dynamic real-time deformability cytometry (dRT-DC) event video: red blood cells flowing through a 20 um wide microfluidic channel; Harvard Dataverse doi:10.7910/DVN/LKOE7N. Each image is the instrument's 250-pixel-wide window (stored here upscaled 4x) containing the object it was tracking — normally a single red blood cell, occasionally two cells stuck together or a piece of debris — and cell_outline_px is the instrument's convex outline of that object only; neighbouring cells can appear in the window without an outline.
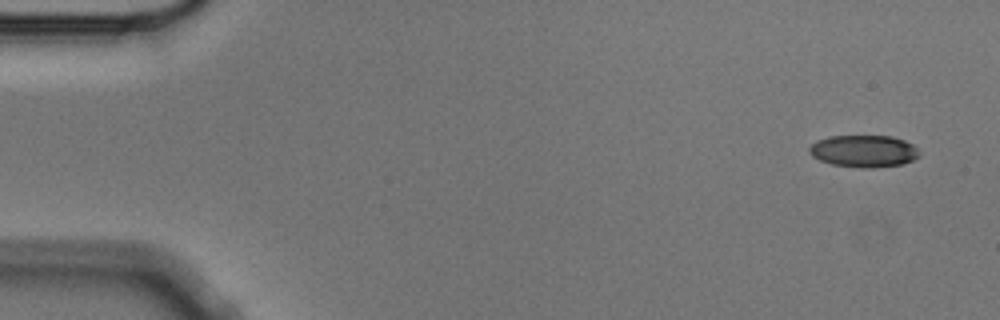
{"species": "Egyptian fruit bat (a non-hibernating species)", "species_latin": "Rousettus aegyptiacus", "temperature_condition": "cold", "stored_images_in_passage": 4, "camera_frame_rate_fps": 3000, "um_per_image_px": 0.085, "animal": {"sex": "male"}, "frame": {"image": 1, "passage_image": 1, "time_ms": 0.0, "image_size_px": [1000, 320], "cell_outline_px": [[920, 156], [904, 164], [872, 168], [864, 168], [832, 164], [820, 160], [812, 156], [808, 152], [808, 148], [816, 140], [828, 136], [892, 136], [904, 140], [912, 144], [916, 148]], "centroid_in_image_um": [73.4, 12.84], "position_along_channel_um": 11.6, "area_um2": 20.63}}
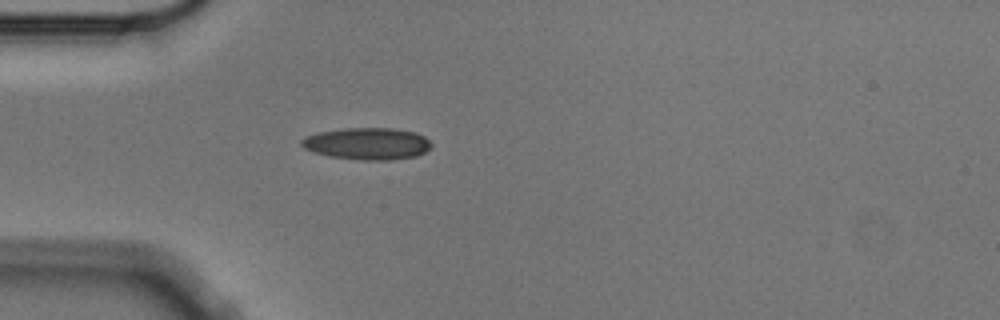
{"frame": {"image": 2, "passage_image": 4, "time_ms": 1.0, "image_size_px": [1000, 320], "cell_outline_px": [[432, 148], [416, 156], [392, 160], [360, 160], [328, 156], [312, 152], [304, 148], [300, 144], [300, 140], [304, 136], [320, 132], [344, 128], [392, 128], [416, 132], [424, 136], [432, 144]], "centroid_in_image_um": [31.21, 12.21], "position_along_channel_um": 53.8, "area_um2": 24.39}}